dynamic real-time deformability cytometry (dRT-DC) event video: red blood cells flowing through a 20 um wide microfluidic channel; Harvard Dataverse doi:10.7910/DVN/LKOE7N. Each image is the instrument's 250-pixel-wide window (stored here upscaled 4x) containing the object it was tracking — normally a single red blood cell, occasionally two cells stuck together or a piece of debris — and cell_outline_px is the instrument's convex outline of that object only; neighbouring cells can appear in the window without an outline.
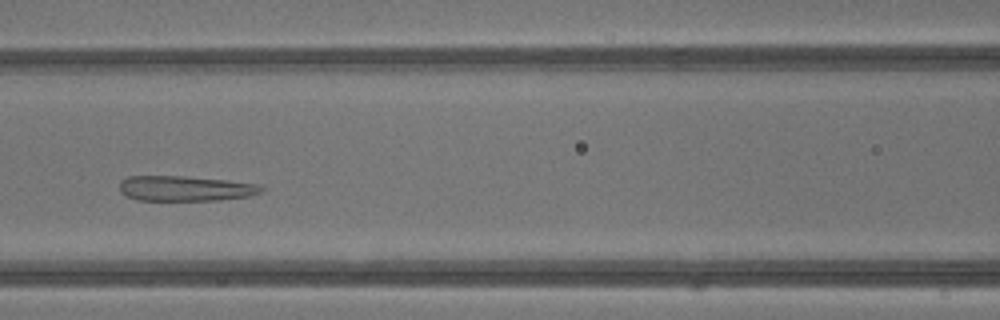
{"species": "common noctule bat (a hibernating species)", "species_latin": "Nyctalus noctula", "temperature_condition": "warm", "stored_images_in_passage": 38, "camera_frame_rate_fps": 3000, "um_per_image_px": 0.085, "animal": {"sex": "male", "body_mass_g": 13.3}, "frame": {"image": 1, "passage_image": 15, "time_ms": 4.667, "image_size_px": [1000, 320], "cell_outline_px": [[264, 188], [260, 192], [248, 196], [220, 200], [136, 200], [120, 192], [120, 180], [128, 176], [184, 176], [224, 180], [260, 184]], "centroid_in_image_um": [15.73, 16.01], "position_along_channel_um": 150.9, "area_um2": 20.75}}
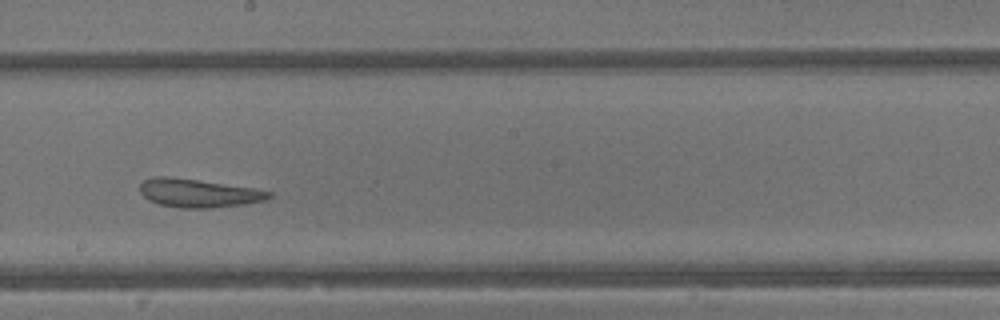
{"frame": {"image": 2, "passage_image": 20, "time_ms": 6.333, "image_size_px": [1000, 320], "cell_outline_px": [[272, 196], [264, 200], [244, 204], [212, 208], [180, 208], [160, 204], [148, 200], [140, 192], [140, 184], [144, 180], [152, 176], [168, 176], [256, 188], [272, 192]], "centroid_in_image_um": [16.86, 16.41], "position_along_channel_um": 231.3, "area_um2": 21.39}}
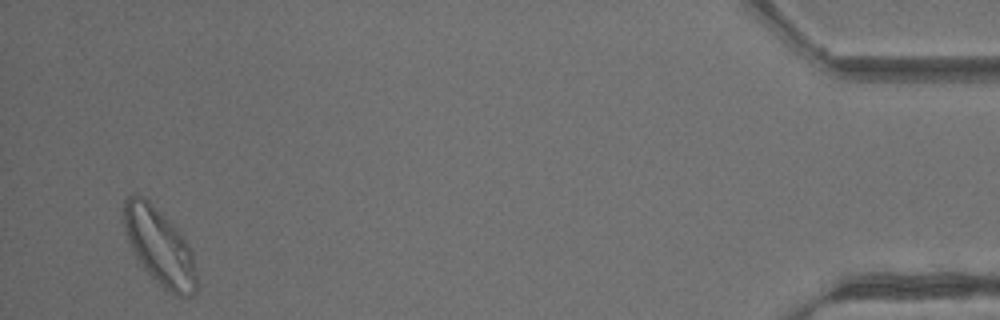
{"frame": {"image": 3, "passage_image": 37, "time_ms": 12.0, "image_size_px": [1000, 320], "cell_outline_px": [[196, 292], [192, 296], [176, 296], [164, 292], [144, 268], [136, 256], [124, 232], [124, 200], [132, 192], [144, 196], [172, 220], [184, 236], [192, 248], [196, 268]], "centroid_in_image_um": [13.59, 20.95], "position_along_channel_um": 421.6, "area_um2": 33.52}, "authors_computed_cell_mechanics": {"area_um2": 25.1719, "velocity_mm_per_s": 4.8552, "shape_relaxation_time_tau1_ms": null, "shape_relaxation_time_tau2_ms": 1.0685, "deformation_change_tau1": null, "deformation_change_tau2": 0.0881}}